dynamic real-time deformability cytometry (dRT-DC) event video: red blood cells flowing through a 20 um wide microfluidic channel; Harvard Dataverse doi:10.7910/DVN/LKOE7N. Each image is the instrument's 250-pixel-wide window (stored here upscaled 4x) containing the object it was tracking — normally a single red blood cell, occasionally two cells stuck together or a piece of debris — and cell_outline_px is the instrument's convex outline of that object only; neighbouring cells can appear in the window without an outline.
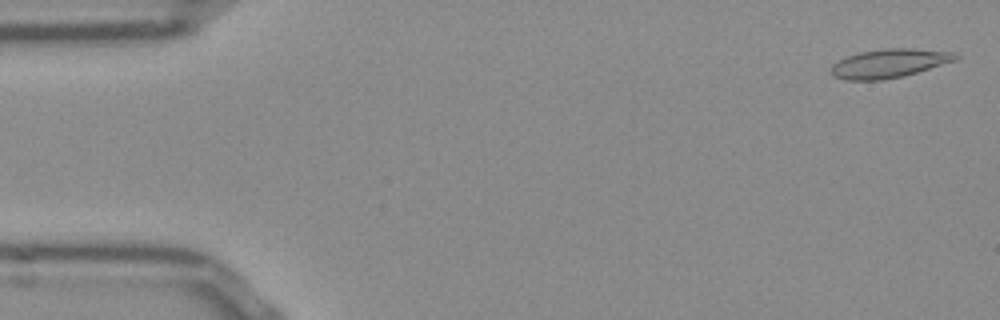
{"species": "Egyptian fruit bat (a non-hibernating species)", "species_latin": "Rousettus aegyptiacus", "temperature_condition": "room temperature", "stored_images_in_passage": 52, "camera_frame_rate_fps": 3000, "um_per_image_px": 0.085, "frame": {"image": 1, "passage_image": 2, "time_ms": 0.333, "image_size_px": [1000, 320], "cell_outline_px": [[960, 56], [956, 60], [904, 76], [880, 80], [844, 80], [832, 76], [828, 72], [832, 64], [848, 56], [860, 52], [884, 48], [912, 48], [956, 52]], "centroid_in_image_um": [75.56, 5.38], "position_along_channel_um": 9.4, "area_um2": 21.04}}
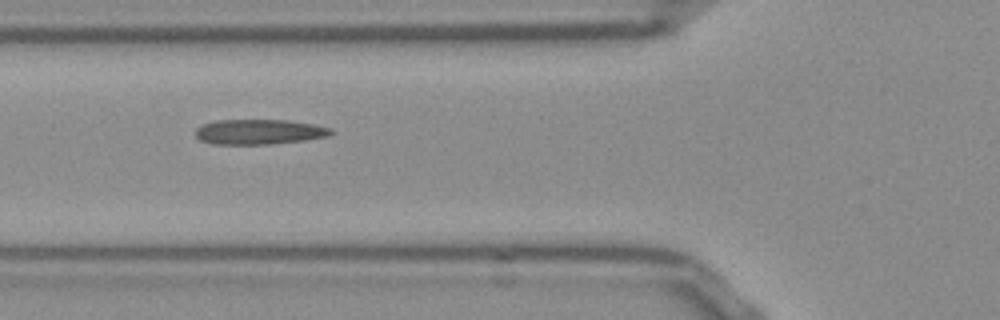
{"frame": {"image": 2, "passage_image": 19, "time_ms": 6.0, "image_size_px": [1000, 320], "cell_outline_px": [[332, 132], [328, 136], [304, 140], [268, 144], [212, 144], [200, 140], [196, 136], [196, 128], [204, 124], [216, 120], [288, 120], [312, 124], [332, 128]], "centroid_in_image_um": [22.01, 11.2], "position_along_channel_um": 103.8, "area_um2": 19.65}}
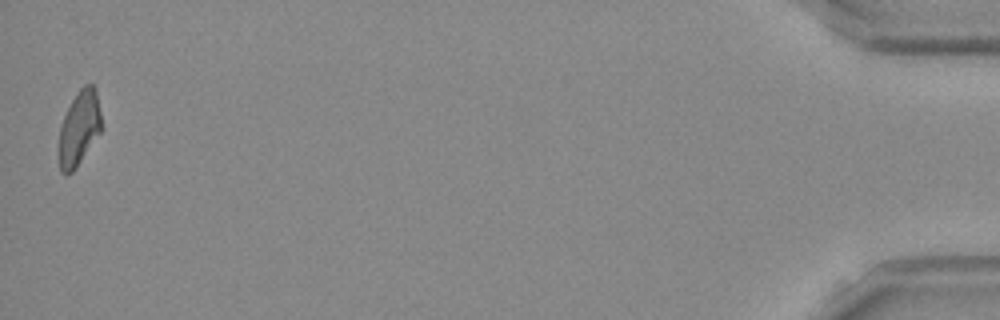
{"frame": {"image": 3, "passage_image": 52, "time_ms": 17.0, "image_size_px": [1000, 320], "cell_outline_px": [[100, 132], [76, 168], [72, 172], [60, 172], [60, 128], [64, 116], [72, 100], [80, 88], [84, 84], [92, 84], [96, 88], [100, 112]], "centroid_in_image_um": [6.74, 10.86], "position_along_channel_um": 428.5, "area_um2": 17.92}, "authors_computed_cell_mechanics": {"area_um2": 19.7676, "velocity_mm_per_s": 3.8543, "shape_relaxation_time_tau1_ms": null, "shape_relaxation_time_tau2_ms": 9.3347, "deformation_change_tau1": null, "deformation_change_tau2": 0.2134}}